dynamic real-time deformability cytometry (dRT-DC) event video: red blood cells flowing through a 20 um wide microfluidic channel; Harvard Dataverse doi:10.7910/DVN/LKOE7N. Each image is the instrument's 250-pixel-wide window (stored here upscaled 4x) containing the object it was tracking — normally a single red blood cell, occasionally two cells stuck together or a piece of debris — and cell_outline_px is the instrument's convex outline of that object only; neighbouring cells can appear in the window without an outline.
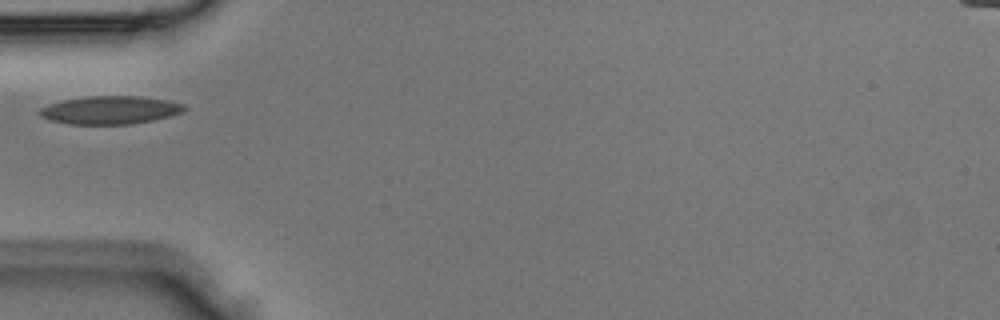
{"species": "Egyptian fruit bat (a non-hibernating species)", "species_latin": "Rousettus aegyptiacus", "temperature_condition": "room temperature", "stored_images_in_passage": 1, "camera_frame_rate_fps": 3000, "um_per_image_px": 0.085, "animal": {"sex": "male"}, "frame": {"image": 1, "passage_image": 1, "time_ms": 0.0, "image_size_px": [1000, 320], "cell_outline_px": [[188, 108], [184, 112], [152, 120], [132, 124], [68, 124], [52, 120], [40, 116], [40, 108], [48, 104], [64, 100], [88, 96], [140, 96], [168, 100], [184, 104]], "centroid_in_image_um": [9.4, 9.35], "position_along_channel_um": 75.6, "area_um2": 23.64}}